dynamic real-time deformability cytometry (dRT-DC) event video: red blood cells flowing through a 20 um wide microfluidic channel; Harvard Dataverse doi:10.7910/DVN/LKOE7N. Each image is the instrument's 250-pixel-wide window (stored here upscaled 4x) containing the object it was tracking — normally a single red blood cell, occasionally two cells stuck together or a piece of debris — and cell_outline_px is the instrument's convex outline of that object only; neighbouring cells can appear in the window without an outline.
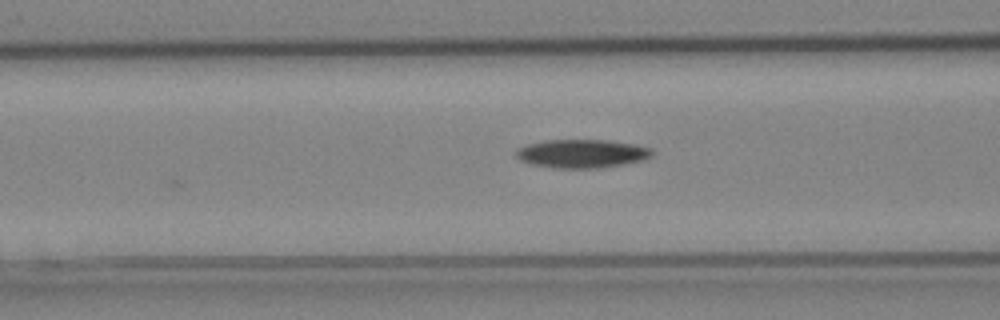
{"species": "Egyptian fruit bat (a non-hibernating species)", "species_latin": "Rousettus aegyptiacus", "temperature_condition": "cold", "stored_images_in_passage": 8, "camera_frame_rate_fps": 3000, "um_per_image_px": 0.085, "animal": {"sex": "female"}, "frame": {"image": 1, "passage_image": 7, "time_ms": 2.0, "image_size_px": [1000, 320], "cell_outline_px": [[652, 156], [640, 160], [620, 164], [596, 168], [560, 168], [532, 164], [520, 160], [516, 156], [516, 148], [528, 144], [544, 140], [608, 140], [632, 144], [652, 148]], "centroid_in_image_um": [49.42, 13.04], "position_along_channel_um": 117.2, "area_um2": 22.25}}